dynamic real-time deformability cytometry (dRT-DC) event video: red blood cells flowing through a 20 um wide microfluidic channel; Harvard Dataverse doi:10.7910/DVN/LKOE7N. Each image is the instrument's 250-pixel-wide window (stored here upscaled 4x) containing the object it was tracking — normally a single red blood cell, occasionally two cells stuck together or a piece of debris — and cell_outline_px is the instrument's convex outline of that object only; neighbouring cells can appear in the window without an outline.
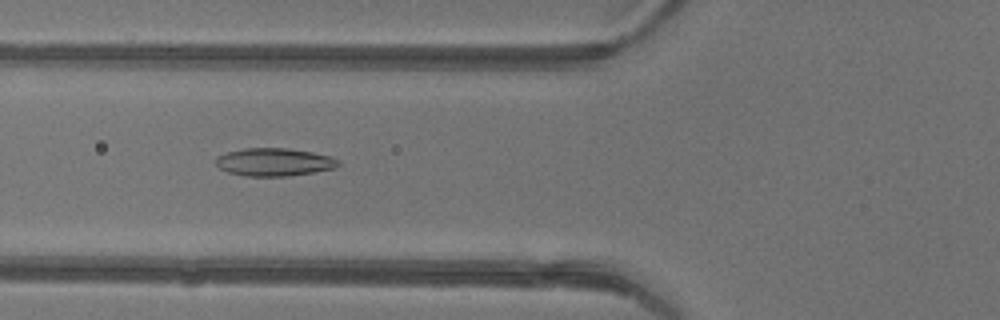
{"species": "common noctule bat (a hibernating species)", "species_latin": "Nyctalus noctula", "temperature_condition": "warm", "stored_images_in_passage": 48, "camera_frame_rate_fps": 3000, "um_per_image_px": 0.085, "animal": {"sex": "female"}, "frame": {"image": 1, "passage_image": 19, "time_ms": 6.0, "image_size_px": [1000, 320], "cell_outline_px": [[340, 164], [332, 168], [312, 172], [288, 176], [244, 176], [228, 172], [220, 168], [216, 164], [216, 156], [228, 152], [244, 148], [288, 148], [312, 152], [332, 156], [340, 160]], "centroid_in_image_um": [23.3, 13.77], "position_along_channel_um": 102.5, "area_um2": 19.88}}
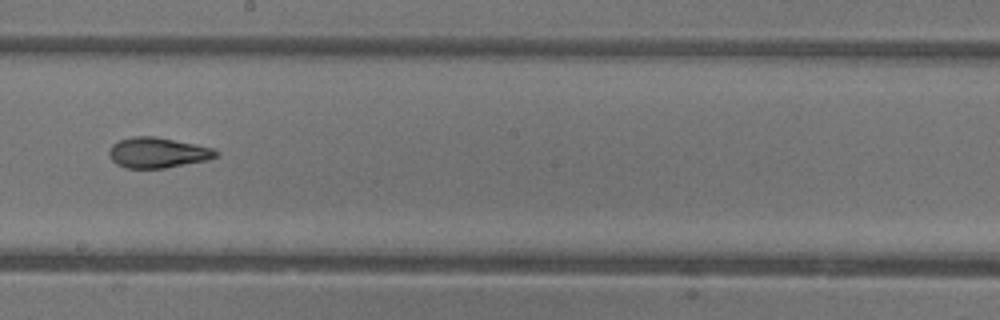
{"frame": {"image": 2, "passage_image": 28, "time_ms": 9.0, "image_size_px": [1000, 320], "cell_outline_px": [[220, 152], [216, 156], [208, 160], [164, 168], [124, 168], [116, 164], [112, 160], [108, 152], [112, 144], [120, 140], [132, 136], [156, 136], [212, 148]], "centroid_in_image_um": [13.38, 12.98], "position_along_channel_um": 234.8, "area_um2": 18.9}}
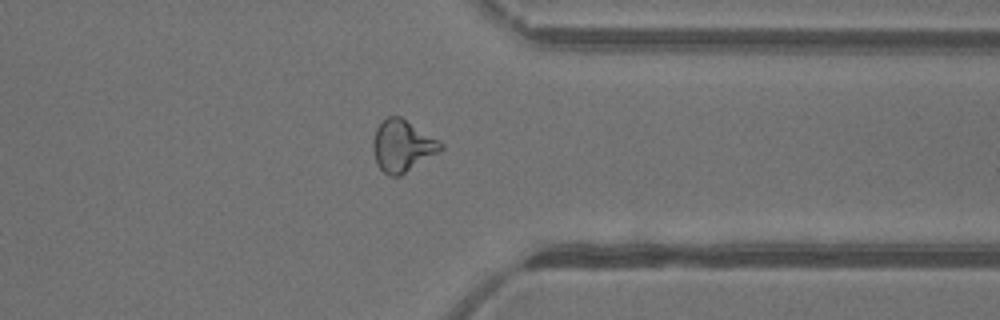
{"frame": {"image": 3, "passage_image": 38, "time_ms": 12.333, "image_size_px": [1000, 320], "cell_outline_px": [[444, 148], [400, 176], [388, 176], [376, 164], [372, 148], [372, 140], [376, 128], [388, 116], [400, 116], [440, 140], [444, 144]], "centroid_in_image_um": [34.19, 12.4], "position_along_channel_um": 377.2, "area_um2": 20.4}}